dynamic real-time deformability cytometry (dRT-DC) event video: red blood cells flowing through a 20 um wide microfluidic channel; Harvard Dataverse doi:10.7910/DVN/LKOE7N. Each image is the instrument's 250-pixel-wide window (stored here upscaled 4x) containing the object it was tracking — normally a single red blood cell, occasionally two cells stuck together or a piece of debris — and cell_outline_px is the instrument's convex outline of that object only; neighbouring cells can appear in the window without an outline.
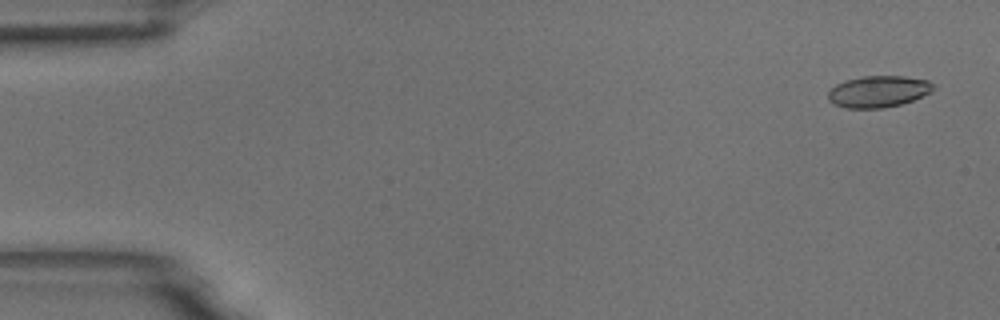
{"species": "common noctule bat (a hibernating species)", "species_latin": "Nyctalus noctula", "temperature_condition": "room temperature", "stored_images_in_passage": 3, "camera_frame_rate_fps": 3000, "um_per_image_px": 0.085, "animal": {"sex": "male", "body_mass_g": 18.8}, "frame": {"image": 1, "passage_image": 1, "time_ms": 0.0, "image_size_px": [1000, 320], "cell_outline_px": [[936, 88], [912, 100], [900, 104], [884, 108], [844, 108], [828, 100], [828, 92], [836, 84], [848, 80], [864, 76], [904, 76], [928, 80]], "centroid_in_image_um": [74.64, 7.78], "position_along_channel_um": 10.4, "area_um2": 19.07}}